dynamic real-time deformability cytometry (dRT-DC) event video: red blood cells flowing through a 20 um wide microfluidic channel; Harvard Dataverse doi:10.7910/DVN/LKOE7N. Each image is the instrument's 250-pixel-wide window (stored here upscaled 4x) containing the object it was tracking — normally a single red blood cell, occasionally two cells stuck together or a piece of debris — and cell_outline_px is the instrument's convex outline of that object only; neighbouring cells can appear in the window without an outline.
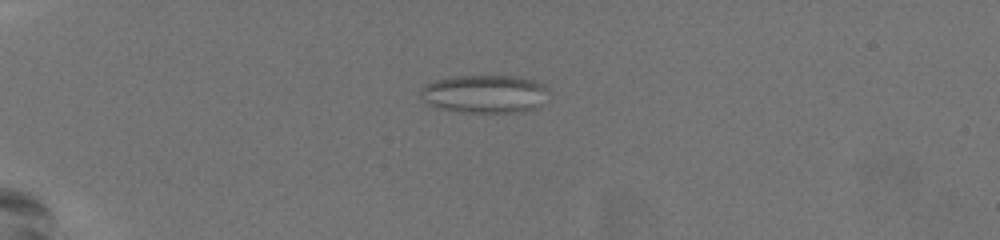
{"species": "common noctule bat (a hibernating species)", "species_latin": "Nyctalus noctula", "temperature_condition": "warm", "stored_images_in_passage": 61, "camera_frame_rate_fps": 3000, "um_per_image_px": 0.085, "animal": {"sex": "female", "body_mass_g": 19.5, "forearm_length_mm": 54.1}, "frame": {"image": 1, "passage_image": 19, "time_ms": 6.0, "image_size_px": [1000, 240], "cell_outline_px": [[548, 88], [540, 104], [536, 108], [524, 112], [464, 112], [436, 108], [428, 104], [420, 96], [420, 88], [424, 84], [432, 80], [452, 76], [516, 76], [536, 80], [544, 84]], "centroid_in_image_um": [41.15, 7.97], "position_along_channel_um": 43.9, "area_um2": 28.73}}
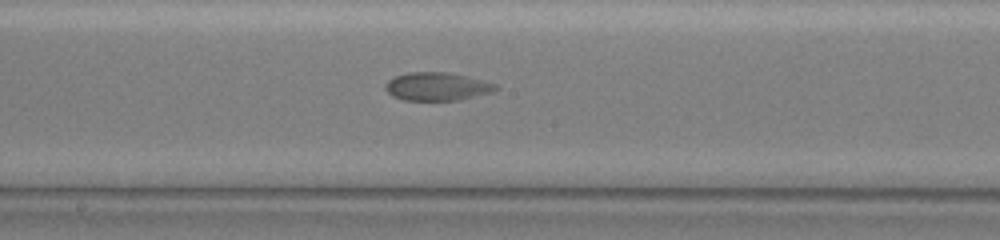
{"frame": {"image": 2, "passage_image": 37, "time_ms": 12.0, "image_size_px": [1000, 240], "cell_outline_px": [[500, 88], [492, 92], [460, 100], [404, 100], [392, 96], [388, 92], [384, 84], [388, 80], [396, 76], [408, 72], [448, 72], [468, 76], [496, 84]], "centroid_in_image_um": [37.16, 7.35], "position_along_channel_um": 211.0, "area_um2": 18.15}}
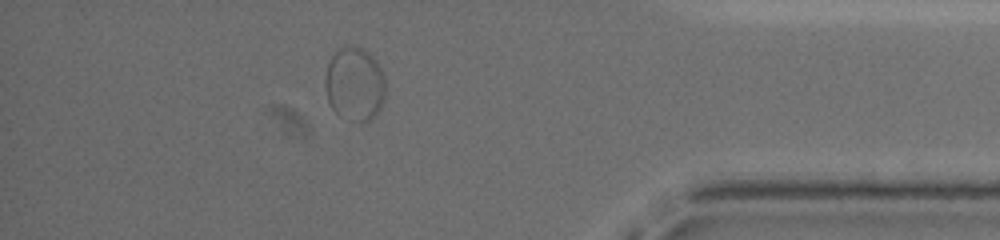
{"frame": {"image": 3, "passage_image": 55, "time_ms": 18.0, "image_size_px": [1000, 240], "cell_outline_px": [[384, 100], [376, 116], [368, 120], [356, 120], [336, 112], [332, 108], [328, 100], [324, 84], [324, 80], [328, 60], [336, 48], [352, 44], [356, 44], [364, 48], [376, 60], [384, 76]], "centroid_in_image_um": [30.12, 7.05], "position_along_channel_um": 405.1, "area_um2": 26.07}}